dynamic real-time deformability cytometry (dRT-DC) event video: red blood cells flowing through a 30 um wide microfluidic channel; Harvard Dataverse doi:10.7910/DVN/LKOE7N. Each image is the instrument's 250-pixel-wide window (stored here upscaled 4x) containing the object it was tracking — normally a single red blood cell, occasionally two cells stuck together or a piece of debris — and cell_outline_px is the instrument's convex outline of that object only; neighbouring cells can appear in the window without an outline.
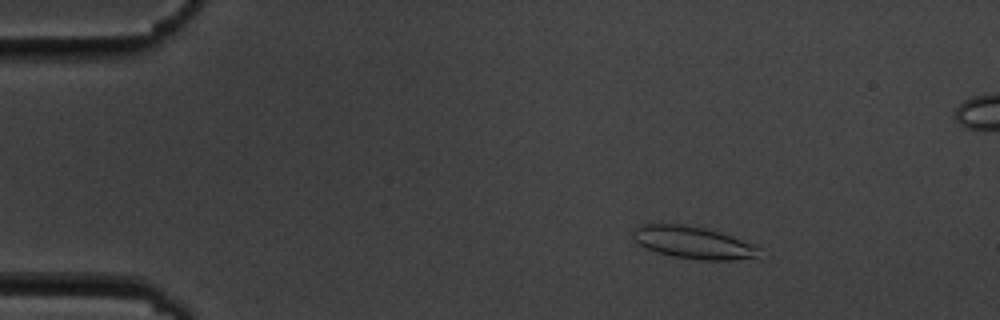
{"species": "common noctule bat (a hibernating species)", "species_latin": "Nyctalus noctula", "temperature_condition": "cold", "stored_images_in_passage": 4, "camera_frame_rate_fps": 3000, "um_per_image_px": 0.085, "animal": {"sex": "male", "body_mass_g": 19.5, "forearm_length_mm": 54.6}, "frame": {"image": 1, "passage_image": 1, "time_ms": 0.0, "image_size_px": [1000, 320], "cell_outline_px": [[760, 248], [756, 256], [732, 260], [700, 260], [672, 256], [656, 252], [644, 248], [632, 236], [632, 232], [640, 224], [684, 224], [704, 228], [720, 232]], "centroid_in_image_um": [58.84, 20.61], "position_along_channel_um": 26.2, "area_um2": 23.35}}